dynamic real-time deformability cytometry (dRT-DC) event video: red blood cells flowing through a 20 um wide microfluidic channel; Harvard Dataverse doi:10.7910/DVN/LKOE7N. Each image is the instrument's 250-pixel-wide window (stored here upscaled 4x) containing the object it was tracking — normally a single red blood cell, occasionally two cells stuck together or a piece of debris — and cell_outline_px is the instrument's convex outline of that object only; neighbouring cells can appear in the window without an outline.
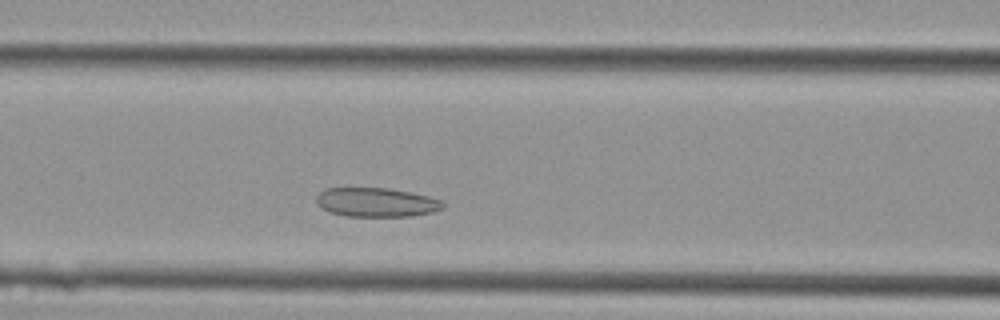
{"species": "Egyptian fruit bat (a non-hibernating species)", "species_latin": "Rousettus aegyptiacus", "temperature_condition": "cold", "stored_images_in_passage": 34, "camera_frame_rate_fps": 3000, "um_per_image_px": 0.085, "animal": {"sex": "female"}, "frame": {"image": 1, "passage_image": 9, "time_ms": 2.667, "image_size_px": [1000, 320], "cell_outline_px": [[444, 208], [432, 212], [412, 216], [344, 216], [328, 212], [320, 208], [316, 200], [316, 196], [324, 188], [388, 188], [428, 196], [440, 200], [444, 204]], "centroid_in_image_um": [31.94, 17.2], "position_along_channel_um": 134.7, "area_um2": 21.5}}
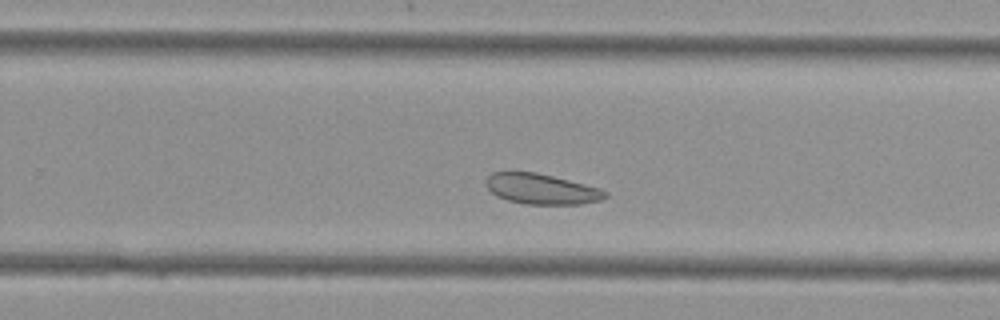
{"frame": {"image": 2, "passage_image": 19, "time_ms": 6.0, "image_size_px": [1000, 320], "cell_outline_px": [[608, 196], [600, 200], [580, 204], [528, 204], [508, 200], [496, 196], [484, 184], [484, 180], [492, 172], [536, 172], [600, 188], [608, 192]], "centroid_in_image_um": [46.0, 16.06], "position_along_channel_um": 283.8, "area_um2": 21.04}}
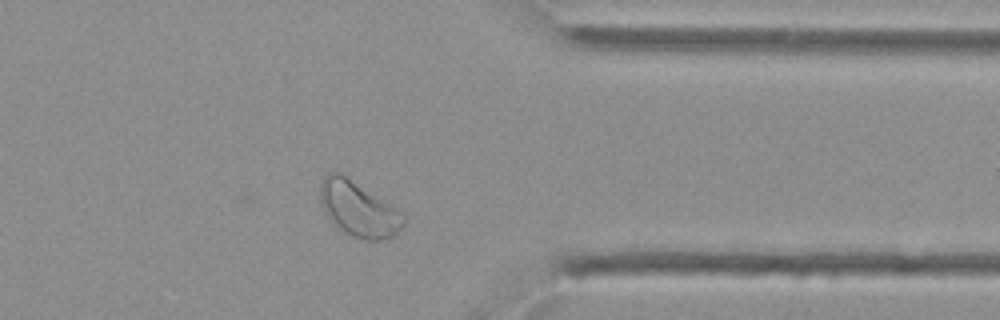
{"frame": {"image": 3, "passage_image": 26, "time_ms": 8.333, "image_size_px": [1000, 320], "cell_outline_px": [[404, 224], [392, 236], [380, 240], [364, 240], [352, 236], [336, 224], [324, 212], [320, 204], [320, 184], [324, 176], [328, 172], [340, 172], [388, 204], [404, 216]], "centroid_in_image_um": [30.41, 17.76], "position_along_channel_um": 381.0, "area_um2": 25.84}}